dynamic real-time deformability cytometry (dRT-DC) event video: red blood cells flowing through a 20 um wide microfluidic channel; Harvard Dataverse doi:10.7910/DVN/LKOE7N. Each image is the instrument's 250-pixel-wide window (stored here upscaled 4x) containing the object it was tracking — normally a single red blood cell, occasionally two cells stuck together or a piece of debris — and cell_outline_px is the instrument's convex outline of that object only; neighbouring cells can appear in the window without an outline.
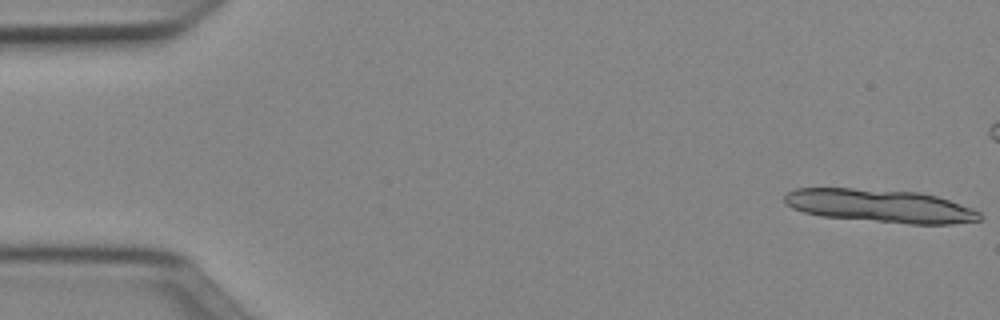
{"species": "Egyptian fruit bat (a non-hibernating species)", "species_latin": "Rousettus aegyptiacus", "temperature_condition": "cold", "stored_images_in_passage": 12, "camera_frame_rate_fps": 3000, "um_per_image_px": 0.085, "animal": {"sex": "female"}, "frame": {"image": 1, "passage_image": 1, "time_ms": 0.0, "image_size_px": [1000, 320], "cell_outline_px": [[984, 216], [980, 220], [952, 224], [908, 224], [820, 216], [804, 212], [792, 208], [784, 200], [784, 196], [788, 192], [796, 188], [852, 188], [920, 192], [936, 196], [972, 208], [980, 212]], "centroid_in_image_um": [74.83, 17.5], "position_along_channel_um": 10.2, "area_um2": 37.74}}